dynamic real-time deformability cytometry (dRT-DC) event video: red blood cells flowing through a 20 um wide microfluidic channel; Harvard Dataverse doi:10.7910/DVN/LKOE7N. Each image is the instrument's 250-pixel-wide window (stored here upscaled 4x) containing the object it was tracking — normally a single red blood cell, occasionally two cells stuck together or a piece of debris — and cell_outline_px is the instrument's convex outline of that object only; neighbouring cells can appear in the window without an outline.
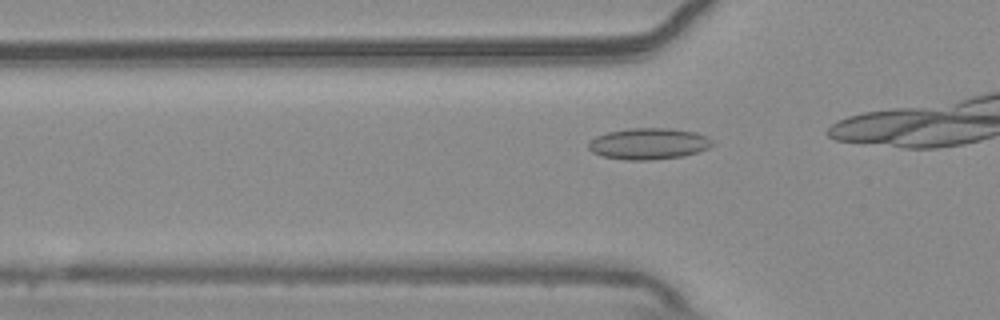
{"species": "common noctule bat (a hibernating species)", "species_latin": "Nyctalus noctula", "temperature_condition": "warm", "stored_images_in_passage": 6, "camera_frame_rate_fps": 3000, "um_per_image_px": 0.085, "animal": {"sex": "male", "body_mass_g": 20.4}, "frame": {"image": 1, "passage_image": 2, "time_ms": 0.333, "image_size_px": [1000, 320], "cell_outline_px": [[716, 144], [708, 148], [684, 156], [652, 160], [624, 160], [604, 156], [592, 152], [588, 148], [588, 144], [596, 136], [608, 132], [628, 128], [668, 128], [696, 132], [708, 136]], "centroid_in_image_um": [55.17, 12.21], "position_along_channel_um": 70.6, "area_um2": 22.72}}